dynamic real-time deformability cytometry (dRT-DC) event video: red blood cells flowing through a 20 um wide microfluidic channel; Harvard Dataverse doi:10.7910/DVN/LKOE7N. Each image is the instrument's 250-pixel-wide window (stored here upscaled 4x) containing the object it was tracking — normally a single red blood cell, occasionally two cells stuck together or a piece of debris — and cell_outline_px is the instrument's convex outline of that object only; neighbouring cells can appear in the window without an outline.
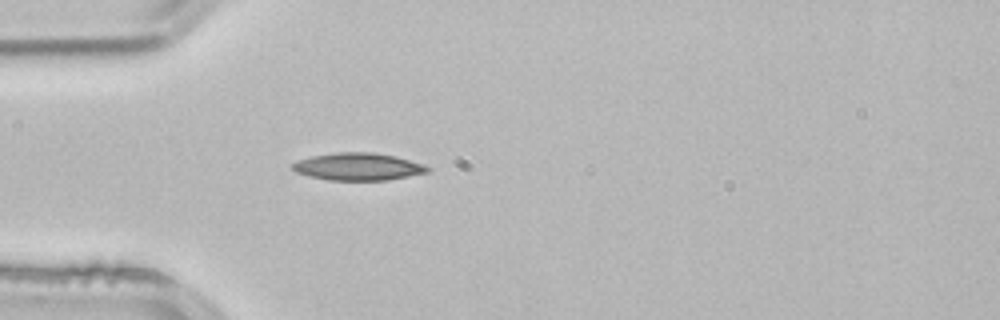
{"species": "common noctule bat (a hibernating species)", "species_latin": "Nyctalus noctula", "temperature_condition": "room temperature", "stored_images_in_passage": 1, "camera_frame_rate_fps": 3000, "um_per_image_px": 0.085, "animal": {"sex": "male", "body_mass_g": 21.5, "forearm_length_mm": 52.0}, "frame": {"image": 1, "passage_image": 1, "time_ms": 0.0, "image_size_px": [1000, 320], "cell_outline_px": [[428, 172], [388, 180], [328, 180], [308, 176], [296, 172], [288, 168], [288, 164], [296, 160], [312, 156], [336, 152], [372, 152], [396, 156], [424, 164], [428, 168]], "centroid_in_image_um": [30.35, 14.16], "position_along_channel_um": 54.7, "area_um2": 21.79}}